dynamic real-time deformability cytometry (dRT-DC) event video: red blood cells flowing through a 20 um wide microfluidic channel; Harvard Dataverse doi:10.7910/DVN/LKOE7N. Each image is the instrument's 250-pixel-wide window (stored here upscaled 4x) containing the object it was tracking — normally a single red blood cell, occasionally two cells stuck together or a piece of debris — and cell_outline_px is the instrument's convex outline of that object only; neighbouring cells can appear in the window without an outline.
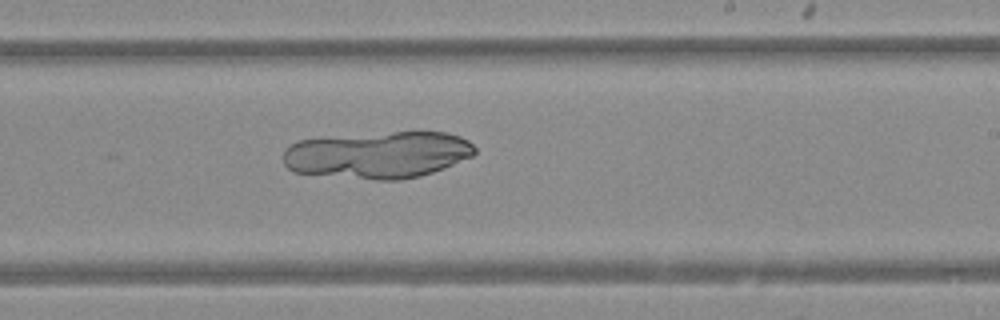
{"species": "Egyptian fruit bat (a non-hibernating species)", "species_latin": "Rousettus aegyptiacus", "temperature_condition": "warm", "stored_images_in_passage": 49, "camera_frame_rate_fps": 3000, "um_per_image_px": 0.085, "animal": {"sex": "female"}, "frame": {"image": 1, "passage_image": 30, "time_ms": 9.667, "image_size_px": [1000, 320], "cell_outline_px": [[476, 152], [472, 156], [444, 168], [420, 176], [400, 180], [376, 180], [292, 172], [284, 164], [284, 148], [296, 140], [328, 136], [392, 132], [448, 132], [460, 136], [468, 140], [476, 148]], "centroid_in_image_um": [32.1, 13.15], "position_along_channel_um": 256.9, "area_um2": 52.83}}